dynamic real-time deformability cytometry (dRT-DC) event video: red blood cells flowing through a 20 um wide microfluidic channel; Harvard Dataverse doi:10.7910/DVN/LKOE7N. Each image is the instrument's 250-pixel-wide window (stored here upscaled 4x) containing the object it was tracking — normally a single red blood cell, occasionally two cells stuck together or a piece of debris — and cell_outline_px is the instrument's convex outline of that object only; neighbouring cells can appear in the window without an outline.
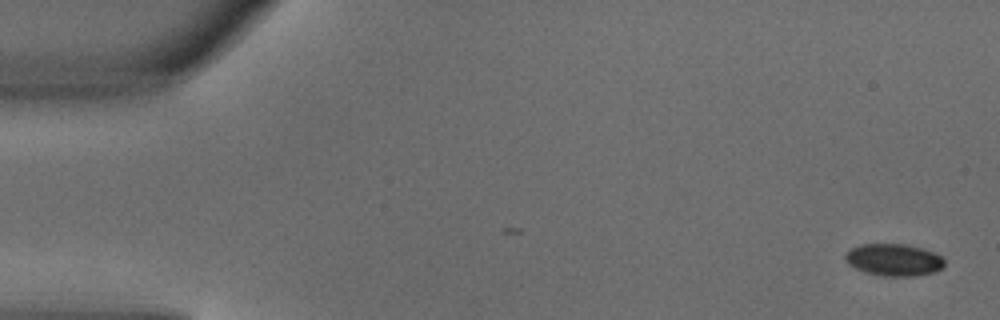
{"species": "common noctule bat (a hibernating species)", "species_latin": "Nyctalus noctula", "temperature_condition": "warm", "stored_images_in_passage": 4, "camera_frame_rate_fps": 3000, "um_per_image_px": 0.085, "animal": {"sex": "male", "body_mass_g": 18.8}, "frame": {"image": 1, "passage_image": 1, "time_ms": 0.0, "image_size_px": [1000, 320], "cell_outline_px": [[944, 264], [936, 272], [916, 276], [884, 276], [864, 272], [848, 264], [844, 256], [848, 248], [860, 244], [904, 244], [920, 248], [932, 252], [940, 256], [944, 260]], "centroid_in_image_um": [75.93, 22.09], "position_along_channel_um": 9.1, "area_um2": 18.55}}
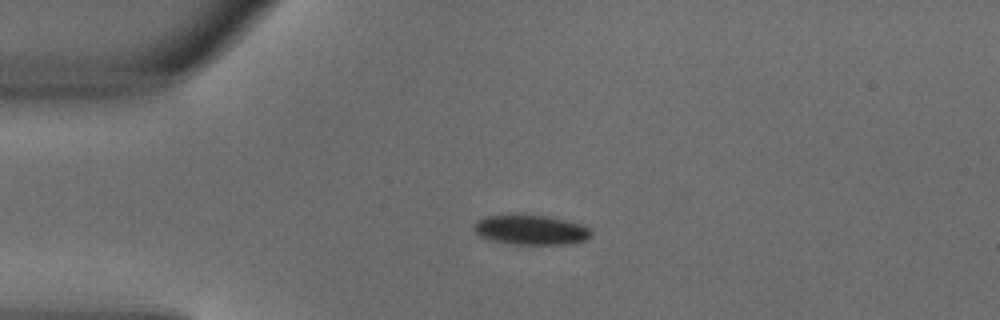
{"frame": {"image": 2, "passage_image": 3, "time_ms": 0.667, "image_size_px": [1000, 320], "cell_outline_px": [[592, 236], [588, 240], [572, 244], [508, 244], [488, 240], [480, 236], [472, 228], [472, 224], [476, 220], [484, 216], [544, 216], [564, 220], [580, 224], [588, 228], [592, 232]], "centroid_in_image_um": [45.1, 19.57], "position_along_channel_um": 39.9, "area_um2": 20.29}}